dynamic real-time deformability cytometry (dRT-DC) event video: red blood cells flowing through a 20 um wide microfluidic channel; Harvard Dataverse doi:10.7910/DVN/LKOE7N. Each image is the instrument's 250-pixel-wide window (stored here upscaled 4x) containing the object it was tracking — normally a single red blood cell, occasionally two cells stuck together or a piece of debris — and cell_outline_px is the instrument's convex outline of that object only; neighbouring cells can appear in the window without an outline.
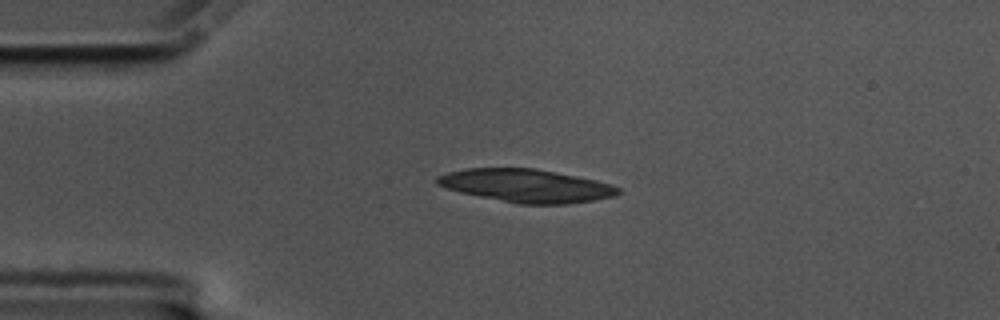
{"species": "common noctule bat (a hibernating species)", "species_latin": "Nyctalus noctula", "temperature_condition": "cold", "stored_images_in_passage": 45, "camera_frame_rate_fps": 3000, "um_per_image_px": 0.085, "animal": {"sex": "male", "body_mass_g": 17.5, "forearm_length_mm": 52.3}, "frame": {"image": 1, "passage_image": 1, "time_ms": 0.0, "image_size_px": [1000, 320], "cell_outline_px": [[620, 192], [616, 196], [568, 204], [516, 204], [460, 192], [436, 184], [436, 176], [448, 172], [468, 168], [536, 168], [596, 180], [612, 184], [620, 188]], "centroid_in_image_um": [44.75, 15.79], "position_along_channel_um": 40.3, "area_um2": 34.91}}